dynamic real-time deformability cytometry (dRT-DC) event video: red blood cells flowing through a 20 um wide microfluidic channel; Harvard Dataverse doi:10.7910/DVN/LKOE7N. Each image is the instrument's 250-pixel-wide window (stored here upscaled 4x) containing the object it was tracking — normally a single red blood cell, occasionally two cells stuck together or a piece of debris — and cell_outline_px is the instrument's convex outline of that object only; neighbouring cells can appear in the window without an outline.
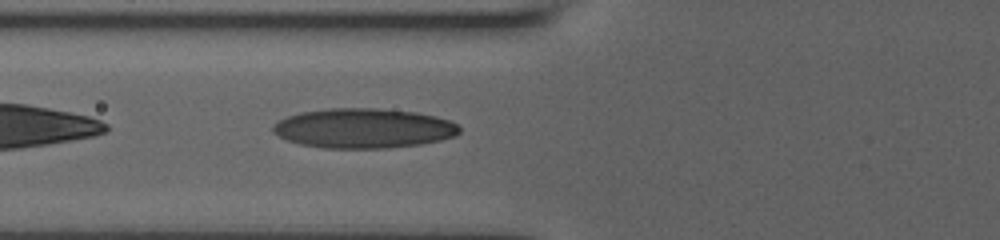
{"species": "human", "species_latin": "Homo sapiens", "temperature_condition": "room temperature", "stored_images_in_passage": 35, "camera_frame_rate_fps": 3000, "um_per_image_px": 0.085, "donor": {"sex": "male"}, "frame": {"image": 1, "passage_image": 3, "time_ms": 0.667, "image_size_px": [1000, 240], "cell_outline_px": [[460, 132], [456, 136], [440, 140], [420, 144], [388, 148], [324, 148], [300, 144], [288, 140], [272, 132], [272, 124], [288, 116], [300, 112], [328, 108], [376, 108], [416, 112], [436, 116], [448, 120], [456, 124], [460, 128]], "centroid_in_image_um": [30.9, 10.9], "position_along_channel_um": 94.9, "area_um2": 43.23}}
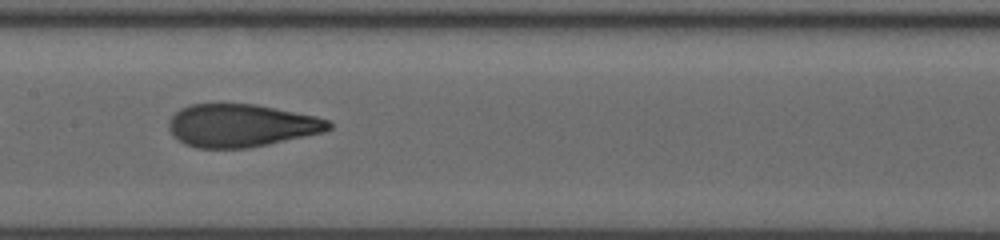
{"frame": {"image": 2, "passage_image": 10, "time_ms": 3.0, "image_size_px": [1000, 240], "cell_outline_px": [[332, 128], [324, 132], [268, 144], [248, 148], [196, 148], [184, 144], [168, 128], [168, 120], [180, 108], [192, 104], [256, 104], [316, 116], [328, 120], [332, 124]], "centroid_in_image_um": [20.51, 10.67], "position_along_channel_um": 186.9, "area_um2": 39.82}}
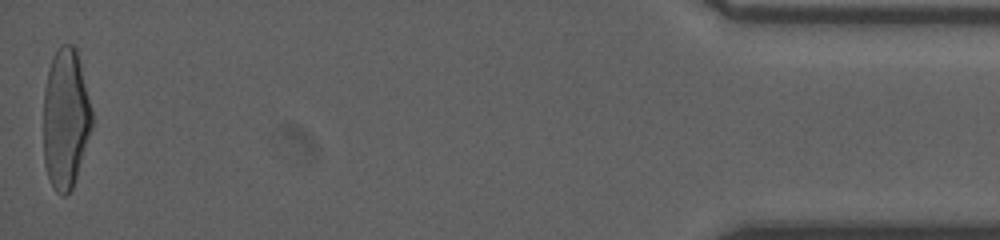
{"frame": {"image": 3, "passage_image": 35, "time_ms": 11.333, "image_size_px": [1000, 240], "cell_outline_px": [[92, 128], [72, 188], [64, 196], [60, 196], [56, 192], [48, 176], [44, 164], [44, 88], [48, 72], [52, 60], [60, 44], [72, 44], [76, 48], [92, 108]], "centroid_in_image_um": [5.58, 10.08], "position_along_channel_um": 429.6, "area_um2": 39.36}, "authors_computed_cell_mechanics": {"area_um2": 39.9398, "velocity_mm_per_s": 3.9075, "shape_relaxation_time_tau1_ms": 6.7636, "shape_relaxation_time_tau2_ms": 1.0898, "deformation_change_tau1": 0.2519, "deformation_change_tau2": 0.0943}}